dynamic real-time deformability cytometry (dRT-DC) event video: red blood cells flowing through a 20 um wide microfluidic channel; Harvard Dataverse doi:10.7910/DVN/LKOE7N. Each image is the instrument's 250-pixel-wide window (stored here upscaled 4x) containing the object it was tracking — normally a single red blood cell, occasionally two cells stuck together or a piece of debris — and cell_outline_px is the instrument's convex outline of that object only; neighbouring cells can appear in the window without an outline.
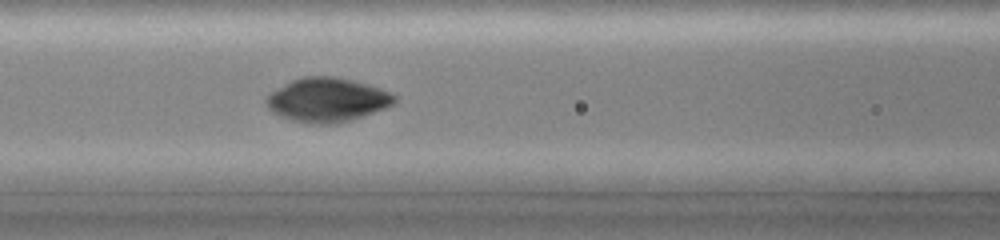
{"species": "common noctule bat (a hibernating species)", "species_latin": "Nyctalus noctula", "temperature_condition": "cold", "stored_images_in_passage": 35, "camera_frame_rate_fps": 3000, "um_per_image_px": 0.085, "animal": {"sex": "female", "body_mass_g": 19.0, "forearm_length_mm": 51.5}, "frame": {"image": 1, "passage_image": 19, "time_ms": 6.0, "image_size_px": [1000, 240], "cell_outline_px": [[396, 100], [392, 104], [384, 108], [352, 120], [336, 124], [316, 124], [292, 120], [280, 116], [272, 112], [268, 108], [264, 100], [272, 92], [284, 84], [292, 80], [304, 76], [336, 76], [368, 84], [392, 92], [396, 96]], "centroid_in_image_um": [27.81, 8.48], "position_along_channel_um": 138.8, "area_um2": 32.89}}